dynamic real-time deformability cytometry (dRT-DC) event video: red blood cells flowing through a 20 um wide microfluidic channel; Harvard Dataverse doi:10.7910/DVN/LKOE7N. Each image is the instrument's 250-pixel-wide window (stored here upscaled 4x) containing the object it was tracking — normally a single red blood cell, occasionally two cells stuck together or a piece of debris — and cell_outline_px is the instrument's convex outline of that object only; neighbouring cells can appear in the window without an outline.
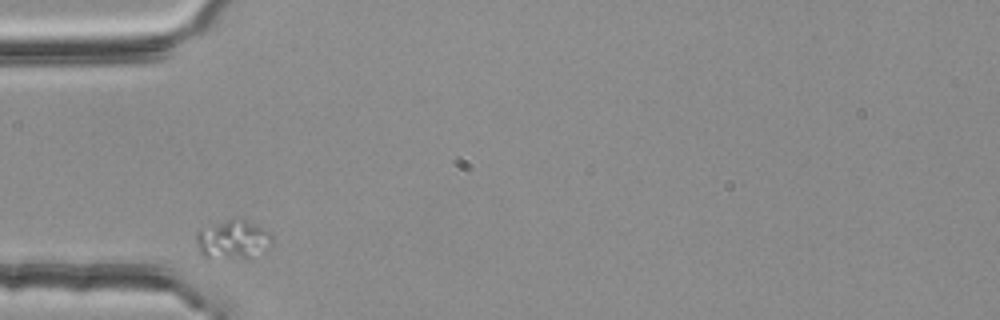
{"species": "common noctule bat (a hibernating species)", "species_latin": "Nyctalus noctula", "temperature_condition": "room temperature", "stored_images_in_passage": 30, "camera_frame_rate_fps": 3000, "um_per_image_px": 0.085, "animal": {"sex": "female", "body_mass_g": 25.1}, "frame": {"image": 1, "passage_image": 1, "time_ms": 0.0, "image_size_px": [1000, 320], "cell_outline_px": [[272, 244], [268, 248], [248, 256], [200, 256], [196, 248], [196, 232], [200, 228], [212, 224], [244, 216], [268, 232], [272, 236]], "centroid_in_image_um": [19.75, 20.28], "position_along_channel_um": 65.2, "area_um2": 16.88}}